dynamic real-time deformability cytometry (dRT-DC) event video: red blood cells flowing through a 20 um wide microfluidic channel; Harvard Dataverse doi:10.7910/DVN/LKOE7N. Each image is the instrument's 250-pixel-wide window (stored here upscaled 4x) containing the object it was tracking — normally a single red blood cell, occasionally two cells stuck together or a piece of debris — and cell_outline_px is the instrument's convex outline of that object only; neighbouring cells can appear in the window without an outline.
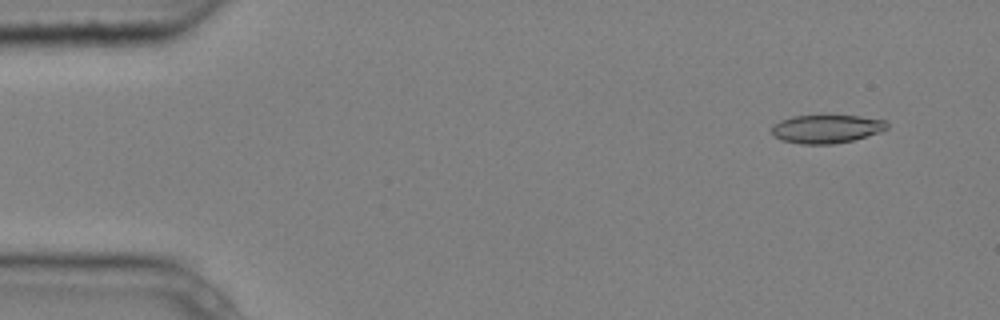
{"species": "common noctule bat (a hibernating species)", "species_latin": "Nyctalus noctula", "temperature_condition": "cold", "stored_images_in_passage": 5, "camera_frame_rate_fps": 3000, "um_per_image_px": 0.085, "animal": {"sex": "male", "body_mass_g": 20.4}, "frame": {"image": 1, "passage_image": 2, "time_ms": 0.333, "image_size_px": [1000, 320], "cell_outline_px": [[888, 128], [880, 132], [852, 140], [832, 144], [800, 144], [780, 140], [772, 136], [772, 124], [780, 120], [792, 116], [824, 112], [860, 116], [888, 120]], "centroid_in_image_um": [70.23, 10.9], "position_along_channel_um": 14.8, "area_um2": 20.17}}
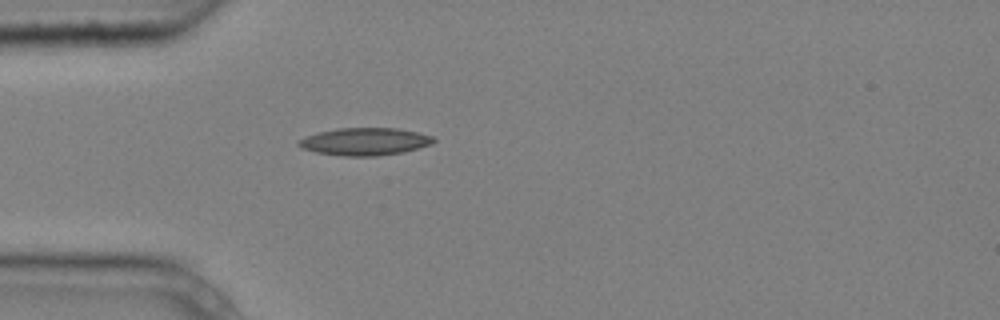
{"frame": {"image": 2, "passage_image": 5, "time_ms": 1.333, "image_size_px": [1000, 320], "cell_outline_px": [[436, 140], [432, 144], [404, 152], [376, 156], [344, 156], [316, 152], [300, 148], [296, 144], [300, 140], [308, 136], [320, 132], [336, 128], [396, 128], [416, 132], [432, 136]], "centroid_in_image_um": [31.02, 12.04], "position_along_channel_um": 54.0, "area_um2": 21.5}}